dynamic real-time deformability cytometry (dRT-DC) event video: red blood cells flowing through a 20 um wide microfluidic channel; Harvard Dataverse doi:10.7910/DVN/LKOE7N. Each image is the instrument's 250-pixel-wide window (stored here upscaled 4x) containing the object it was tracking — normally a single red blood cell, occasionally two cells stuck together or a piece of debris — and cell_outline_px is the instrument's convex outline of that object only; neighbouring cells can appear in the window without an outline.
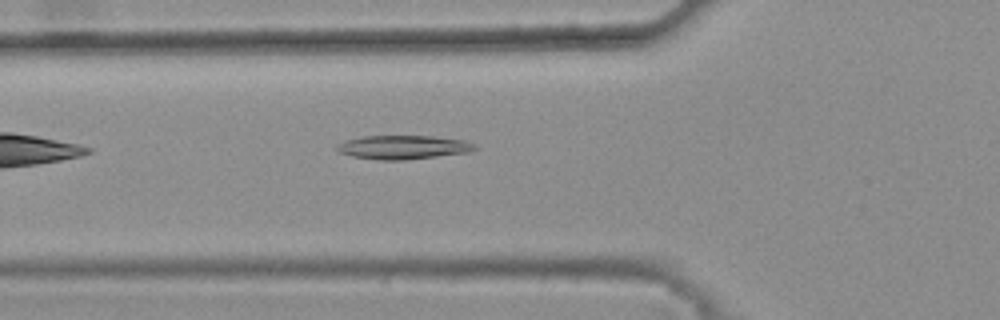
{"species": "common noctule bat (a hibernating species)", "species_latin": "Nyctalus noctula", "temperature_condition": "warm", "stored_images_in_passage": 30, "camera_frame_rate_fps": 3000, "um_per_image_px": 0.085, "animal": {"sex": "female", "body_mass_g": 25.1}, "frame": {"image": 1, "passage_image": 4, "time_ms": 1.0, "image_size_px": [1000, 320], "cell_outline_px": [[476, 148], [468, 152], [404, 160], [380, 160], [352, 156], [340, 152], [336, 148], [344, 140], [364, 136], [432, 136], [464, 140], [476, 144]], "centroid_in_image_um": [34.27, 12.51], "position_along_channel_um": 91.5, "area_um2": 18.9}}
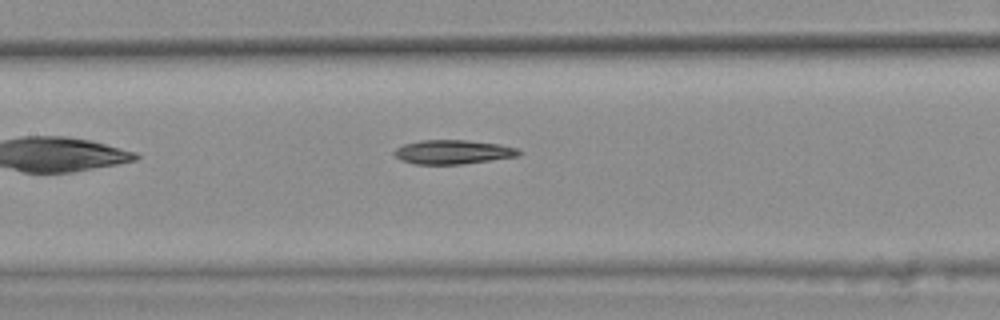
{"frame": {"image": 2, "passage_image": 10, "time_ms": 3.0, "image_size_px": [1000, 320], "cell_outline_px": [[524, 152], [520, 156], [460, 164], [412, 164], [400, 160], [392, 152], [396, 148], [404, 144], [420, 140], [468, 140], [500, 144], [520, 148]], "centroid_in_image_um": [38.54, 12.91], "position_along_channel_um": 168.9, "area_um2": 17.74}}
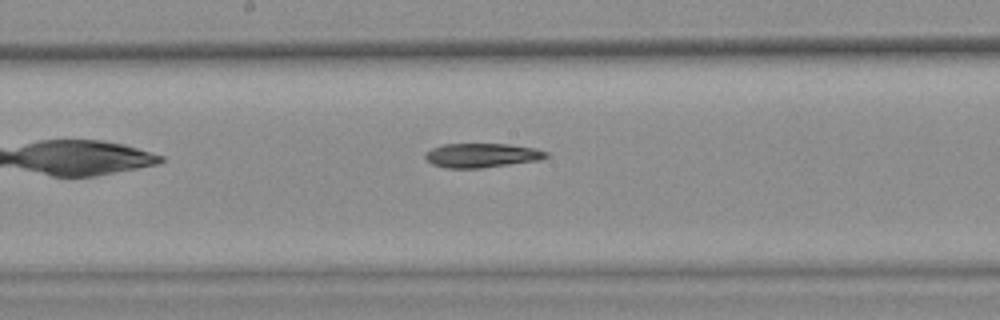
{"frame": {"image": 3, "passage_image": 13, "time_ms": 4.0, "image_size_px": [1000, 320], "cell_outline_px": [[548, 156], [540, 160], [480, 168], [444, 168], [432, 164], [424, 156], [424, 152], [432, 148], [444, 144], [508, 144], [536, 148], [548, 152]], "centroid_in_image_um": [40.94, 13.2], "position_along_channel_um": 207.3, "area_um2": 17.11}}